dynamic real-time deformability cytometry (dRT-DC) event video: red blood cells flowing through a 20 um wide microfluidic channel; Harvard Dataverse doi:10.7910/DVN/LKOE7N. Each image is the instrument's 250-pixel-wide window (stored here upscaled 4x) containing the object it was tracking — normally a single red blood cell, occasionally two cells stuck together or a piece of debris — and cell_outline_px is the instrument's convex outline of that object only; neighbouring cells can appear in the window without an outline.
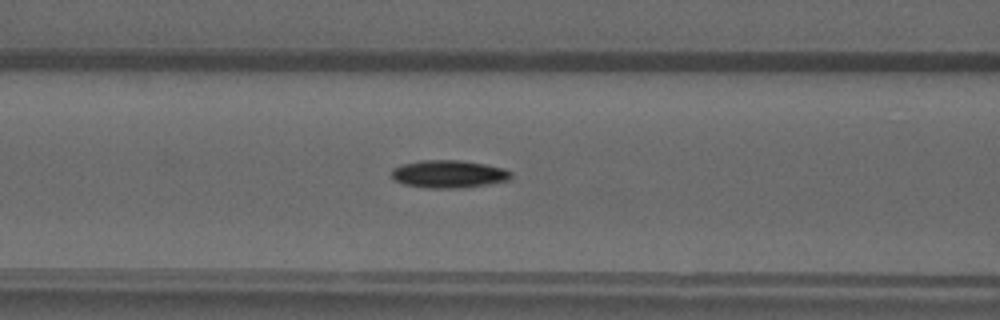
{"species": "common noctule bat (a hibernating species)", "species_latin": "Nyctalus noctula", "temperature_condition": "warm", "stored_images_in_passage": 36, "camera_frame_rate_fps": 3000, "um_per_image_px": 0.085, "animal": {"sex": "male", "forearm_length_mm": 52.5}, "frame": {"image": 1, "passage_image": 7, "time_ms": 2.0, "image_size_px": [1000, 320], "cell_outline_px": [[512, 176], [508, 180], [484, 184], [456, 188], [424, 188], [404, 184], [392, 180], [392, 168], [400, 164], [420, 160], [460, 160], [484, 164], [504, 168], [512, 172]], "centroid_in_image_um": [38.08, 14.78], "position_along_channel_um": 128.5, "area_um2": 19.31}}
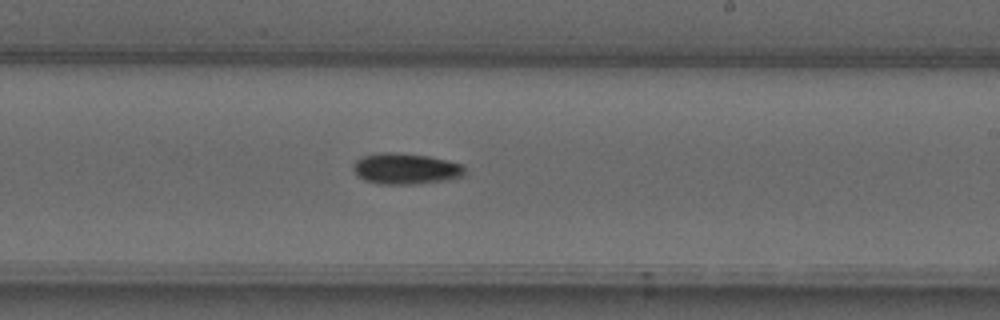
{"frame": {"image": 2, "passage_image": 16, "time_ms": 5.0, "image_size_px": [1000, 320], "cell_outline_px": [[464, 176], [448, 180], [416, 184], [380, 184], [364, 180], [352, 168], [356, 160], [364, 156], [380, 152], [392, 152], [428, 156], [448, 160], [464, 164]], "centroid_in_image_um": [34.52, 14.34], "position_along_channel_um": 254.5, "area_um2": 20.17}}
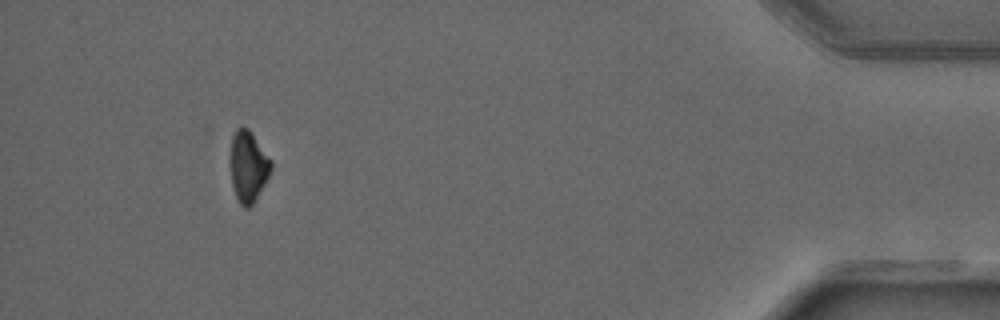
{"frame": {"image": 3, "passage_image": 32, "time_ms": 10.333, "image_size_px": [1000, 320], "cell_outline_px": [[272, 168], [264, 184], [252, 204], [248, 208], [244, 208], [240, 204], [236, 196], [232, 184], [232, 136], [236, 128], [248, 128], [272, 160]], "centroid_in_image_um": [21.12, 14.15], "position_along_channel_um": 414.1, "area_um2": 16.3}}